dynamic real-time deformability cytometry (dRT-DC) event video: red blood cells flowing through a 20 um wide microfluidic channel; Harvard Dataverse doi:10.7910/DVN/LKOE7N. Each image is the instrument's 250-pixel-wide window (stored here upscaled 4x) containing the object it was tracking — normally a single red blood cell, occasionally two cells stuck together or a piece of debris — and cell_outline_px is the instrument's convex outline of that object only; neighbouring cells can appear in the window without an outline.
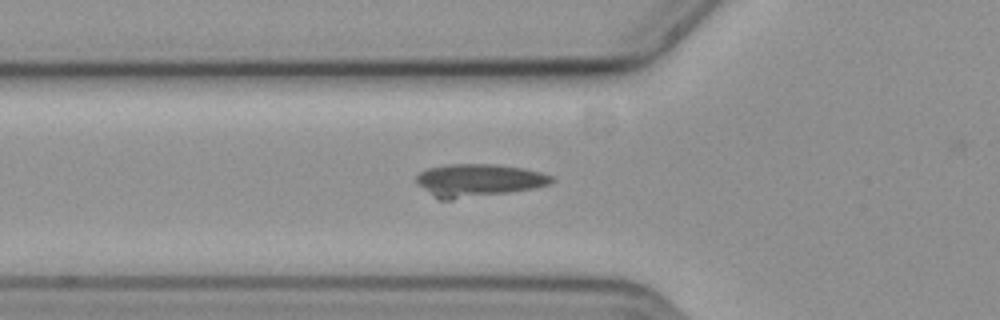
{"species": "common noctule bat (a hibernating species)", "species_latin": "Nyctalus noctula", "temperature_condition": "cold", "stored_images_in_passage": 38, "camera_frame_rate_fps": 3000, "um_per_image_px": 0.085, "animal": {"sex": "female", "body_mass_g": 19.3, "forearm_length_mm": 54.1}, "frame": {"image": 1, "passage_image": 2, "time_ms": 0.333, "image_size_px": [1000, 320], "cell_outline_px": [[556, 180], [548, 184], [536, 188], [452, 200], [440, 200], [416, 184], [416, 176], [420, 172], [428, 168], [448, 164], [496, 164], [524, 168], [540, 172], [552, 176]], "centroid_in_image_um": [40.65, 15.32], "position_along_channel_um": 85.1, "area_um2": 25.84}}
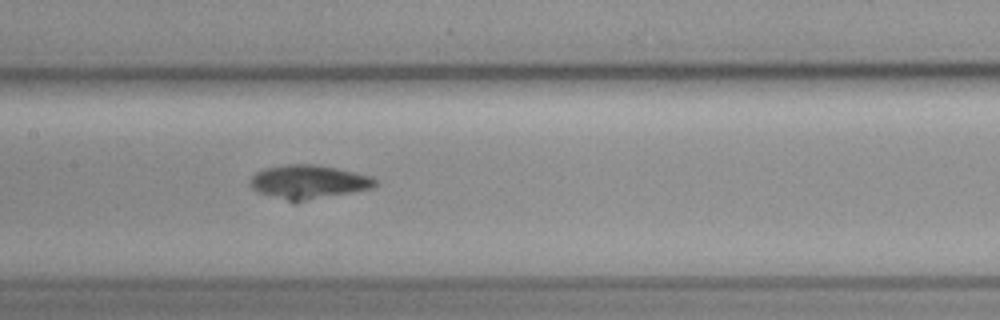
{"frame": {"image": 2, "passage_image": 10, "time_ms": 3.0, "image_size_px": [1000, 320], "cell_outline_px": [[376, 184], [372, 188], [296, 204], [292, 204], [260, 192], [252, 188], [248, 184], [248, 180], [256, 172], [264, 168], [284, 164], [312, 164], [336, 168], [372, 176], [376, 180]], "centroid_in_image_um": [26.18, 15.49], "position_along_channel_um": 181.2, "area_um2": 25.2}}
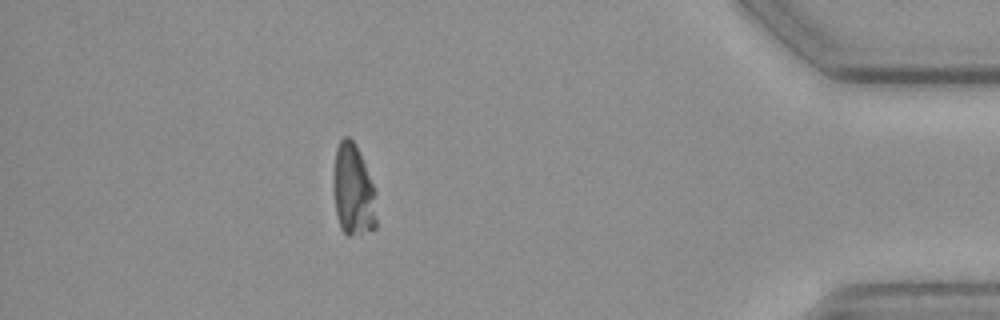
{"frame": {"image": 3, "passage_image": 33, "time_ms": 10.667, "image_size_px": [1000, 320], "cell_outline_px": [[376, 228], [348, 236], [340, 228], [336, 212], [336, 148], [340, 140], [344, 136], [348, 136], [356, 144], [376, 192]], "centroid_in_image_um": [30.07, 16.19], "position_along_channel_um": 405.1, "area_um2": 22.25}}